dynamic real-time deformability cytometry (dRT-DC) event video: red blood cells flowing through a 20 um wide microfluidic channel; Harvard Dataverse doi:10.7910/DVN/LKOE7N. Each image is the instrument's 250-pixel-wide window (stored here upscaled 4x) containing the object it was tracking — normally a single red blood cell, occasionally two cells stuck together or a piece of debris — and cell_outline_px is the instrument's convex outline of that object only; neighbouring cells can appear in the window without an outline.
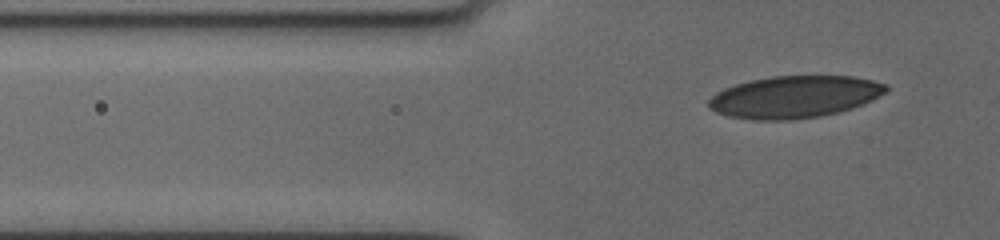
{"species": "human", "species_latin": "Homo sapiens", "temperature_condition": "cold", "stored_images_in_passage": 7, "segment_of_instrument_passage": [2, 2], "camera_frame_rate_fps": 3000, "um_per_image_px": 0.085, "donor": {"sex": "female"}, "frame": {"image": 1, "passage_image": 7, "time_ms": 5.333, "image_size_px": [1000, 240], "cell_outline_px": [[888, 88], [884, 92], [872, 100], [864, 104], [840, 112], [820, 116], [788, 120], [752, 120], [728, 116], [716, 112], [708, 108], [708, 100], [716, 92], [724, 88], [736, 84], [768, 76], [852, 76], [872, 80], [888, 84]], "centroid_in_image_um": [67.52, 8.24], "position_along_channel_um": 58.3, "area_um2": 43.64}}